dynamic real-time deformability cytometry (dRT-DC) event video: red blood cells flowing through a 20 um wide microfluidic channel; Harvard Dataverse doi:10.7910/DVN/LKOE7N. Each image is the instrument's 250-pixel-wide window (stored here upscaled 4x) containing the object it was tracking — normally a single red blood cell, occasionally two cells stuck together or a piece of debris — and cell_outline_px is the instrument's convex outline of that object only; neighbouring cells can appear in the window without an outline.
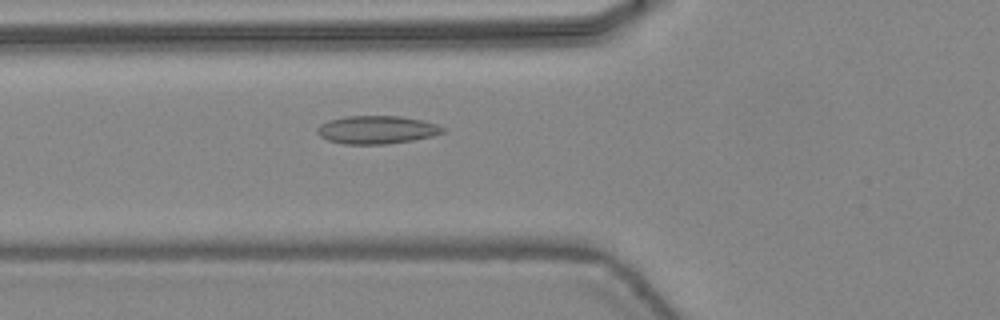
{"species": "common noctule bat (a hibernating species)", "species_latin": "Nyctalus noctula", "temperature_condition": "warm", "stored_images_in_passage": 23, "camera_frame_rate_fps": 3000, "um_per_image_px": 0.085, "animal": {"sex": "female", "body_mass_g": 24.6, "forearm_length_mm": 56.2}, "frame": {"image": 1, "passage_image": 3, "time_ms": 0.667, "image_size_px": [1000, 320], "cell_outline_px": [[444, 132], [432, 136], [412, 140], [388, 144], [344, 144], [328, 140], [320, 136], [316, 132], [316, 128], [320, 124], [328, 120], [348, 116], [400, 116], [420, 120], [436, 124], [444, 128]], "centroid_in_image_um": [31.99, 11.03], "position_along_channel_um": 93.8, "area_um2": 20.46}}
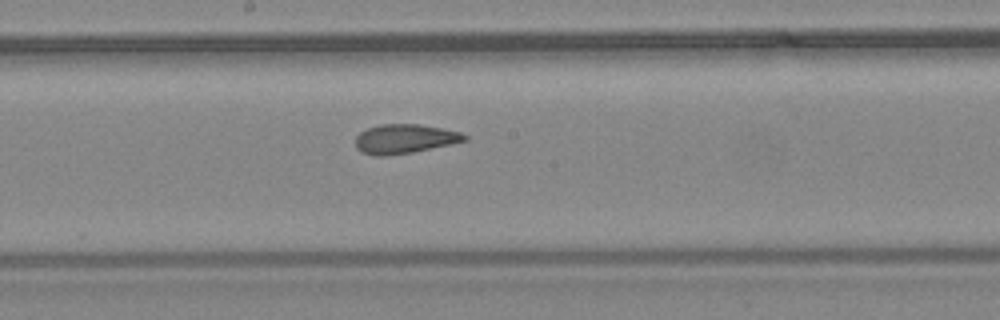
{"frame": {"image": 2, "passage_image": 11, "time_ms": 3.333, "image_size_px": [1000, 320], "cell_outline_px": [[468, 140], [452, 144], [412, 152], [384, 156], [376, 156], [360, 152], [356, 148], [356, 136], [360, 132], [368, 128], [380, 124], [420, 124], [444, 128], [460, 132], [468, 136]], "centroid_in_image_um": [34.4, 11.8], "position_along_channel_um": 213.8, "area_um2": 18.73}}
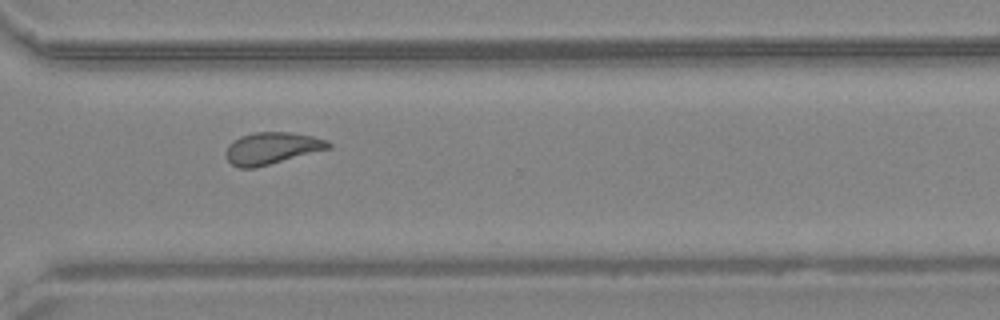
{"frame": {"image": 3, "passage_image": 20, "time_ms": 6.333, "image_size_px": [1000, 320], "cell_outline_px": [[332, 148], [256, 168], [240, 168], [232, 164], [228, 160], [224, 152], [228, 144], [240, 136], [252, 132], [292, 132], [312, 136], [328, 140], [332, 144]], "centroid_in_image_um": [23.11, 12.6], "position_along_channel_um": 347.5, "area_um2": 19.36}, "authors_computed_cell_mechanics": {"area_um2": 18.9584, "velocity_mm_per_s": 4.4726, "shape_relaxation_time_tau1_ms": null, "shape_relaxation_time_tau2_ms": 1.3875, "deformation_change_tau1": null, "deformation_change_tau2": 0.0687}}